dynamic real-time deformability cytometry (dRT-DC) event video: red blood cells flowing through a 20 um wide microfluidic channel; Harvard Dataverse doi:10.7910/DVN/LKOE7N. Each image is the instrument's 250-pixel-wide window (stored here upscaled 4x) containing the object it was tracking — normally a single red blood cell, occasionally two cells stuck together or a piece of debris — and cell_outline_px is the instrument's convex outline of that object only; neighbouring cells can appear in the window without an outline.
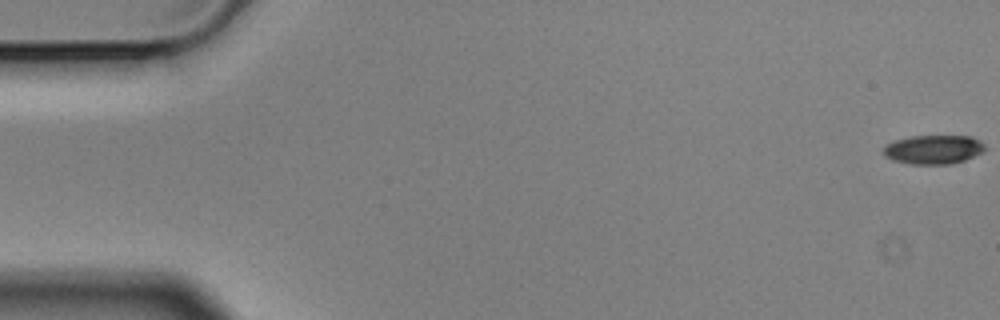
{"species": "Egyptian fruit bat (a non-hibernating species)", "species_latin": "Rousettus aegyptiacus", "temperature_condition": "cold", "stored_images_in_passage": 10, "camera_frame_rate_fps": 3000, "um_per_image_px": 0.085, "animal": {"sex": "male"}, "frame": {"image": 1, "passage_image": 1, "time_ms": 0.0, "image_size_px": [1000, 320], "cell_outline_px": [[984, 148], [980, 152], [964, 160], [952, 164], [908, 164], [892, 160], [884, 156], [884, 148], [888, 144], [896, 140], [912, 136], [972, 136], [980, 140], [984, 144]], "centroid_in_image_um": [79.33, 12.71], "position_along_channel_um": 5.7, "area_um2": 16.99}}
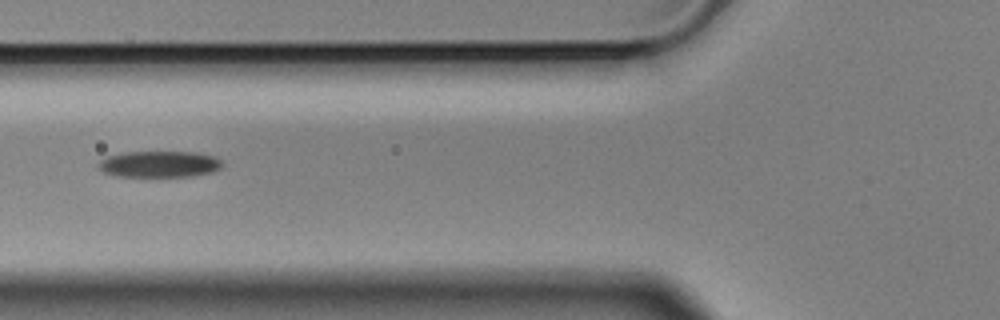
{"frame": {"image": 2, "passage_image": 6, "time_ms": 1.667, "image_size_px": [1000, 320], "cell_outline_px": [[220, 168], [212, 172], [192, 176], [116, 176], [104, 172], [100, 168], [100, 160], [108, 156], [124, 152], [196, 152], [212, 156], [220, 160]], "centroid_in_image_um": [13.54, 13.95], "position_along_channel_um": 112.3, "area_um2": 18.67}}
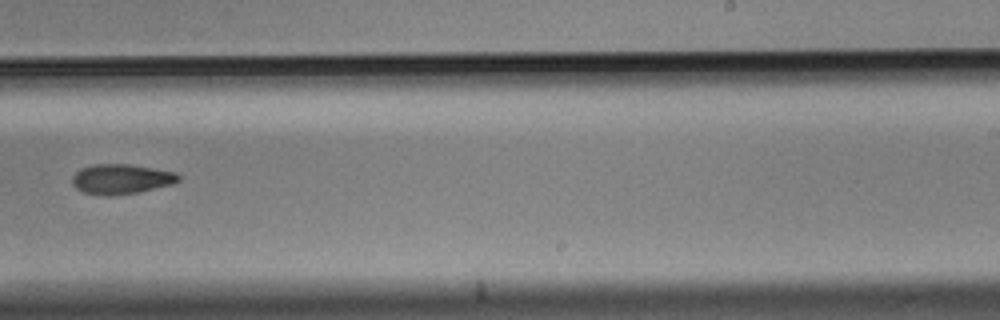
{"frame": {"image": 3, "passage_image": 10, "time_ms": 3.0, "image_size_px": [1000, 320], "cell_outline_px": [[180, 180], [172, 184], [136, 192], [108, 196], [104, 196], [84, 192], [76, 188], [72, 184], [72, 176], [80, 168], [96, 164], [128, 164], [176, 172], [180, 176]], "centroid_in_image_um": [10.28, 15.21], "position_along_channel_um": 278.7, "area_um2": 18.38}}